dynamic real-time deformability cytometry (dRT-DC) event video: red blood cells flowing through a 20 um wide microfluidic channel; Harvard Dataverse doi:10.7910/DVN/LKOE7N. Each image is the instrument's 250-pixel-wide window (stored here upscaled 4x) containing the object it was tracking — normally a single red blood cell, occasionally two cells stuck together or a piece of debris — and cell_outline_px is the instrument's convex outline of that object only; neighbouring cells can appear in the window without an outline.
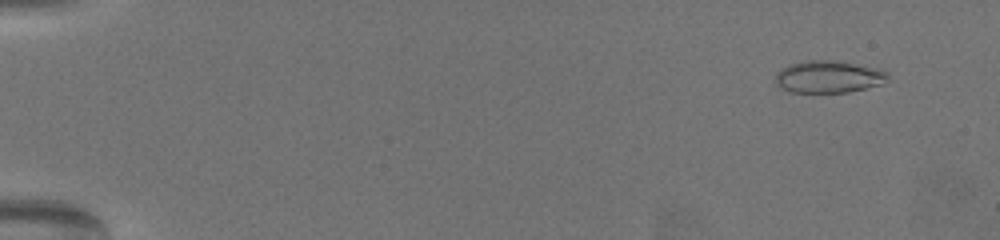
{"species": "common noctule bat (a hibernating species)", "species_latin": "Nyctalus noctula", "temperature_condition": "warm", "stored_images_in_passage": 65, "camera_frame_rate_fps": 3000, "um_per_image_px": 0.085, "animal": {"sex": "female", "body_mass_g": 19.5, "forearm_length_mm": 54.1}, "frame": {"image": 1, "passage_image": 6, "time_ms": 1.667, "image_size_px": [1000, 240], "cell_outline_px": [[888, 80], [884, 84], [848, 92], [792, 92], [780, 88], [776, 84], [776, 72], [780, 68], [792, 64], [808, 60], [828, 60], [852, 64], [872, 68], [888, 72]], "centroid_in_image_um": [70.4, 6.54], "position_along_channel_um": 14.6, "area_um2": 20.81}}
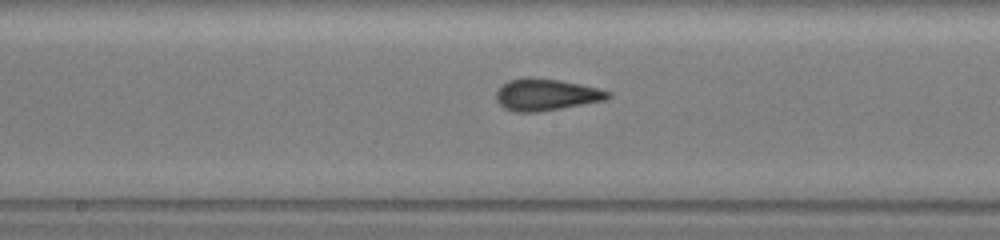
{"frame": {"image": 2, "passage_image": 37, "time_ms": 12.0, "image_size_px": [1000, 240], "cell_outline_px": [[612, 96], [604, 100], [560, 108], [536, 112], [516, 112], [504, 108], [496, 100], [496, 92], [508, 80], [560, 80], [580, 84], [612, 92]], "centroid_in_image_um": [46.44, 8.08], "position_along_channel_um": 201.8, "area_um2": 19.83}}
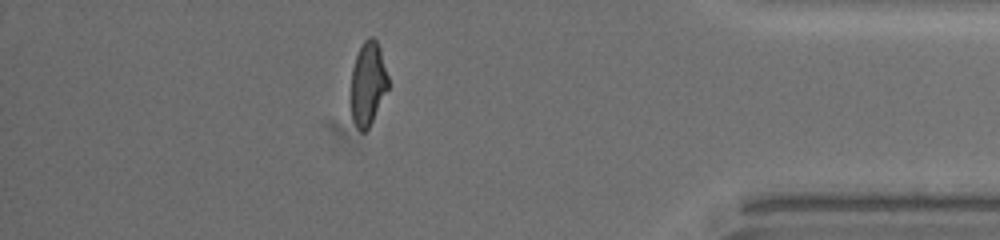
{"frame": {"image": 3, "passage_image": 58, "time_ms": 19.0, "image_size_px": [1000, 240], "cell_outline_px": [[388, 88], [368, 128], [364, 132], [360, 132], [356, 128], [352, 120], [352, 68], [356, 56], [364, 40], [368, 36], [372, 36], [376, 40], [380, 48], [388, 76]], "centroid_in_image_um": [31.27, 7.09], "position_along_channel_um": 403.9, "area_um2": 17.86}, "authors_computed_cell_mechanics": {"area_um2": 19.9988, "velocity_mm_per_s": 3.3417, "shape_relaxation_time_tau1_ms": 8.3762, "shape_relaxation_time_tau2_ms": 1.0995, "deformation_change_tau1": 0.2095, "deformation_change_tau2": 0.0728}}